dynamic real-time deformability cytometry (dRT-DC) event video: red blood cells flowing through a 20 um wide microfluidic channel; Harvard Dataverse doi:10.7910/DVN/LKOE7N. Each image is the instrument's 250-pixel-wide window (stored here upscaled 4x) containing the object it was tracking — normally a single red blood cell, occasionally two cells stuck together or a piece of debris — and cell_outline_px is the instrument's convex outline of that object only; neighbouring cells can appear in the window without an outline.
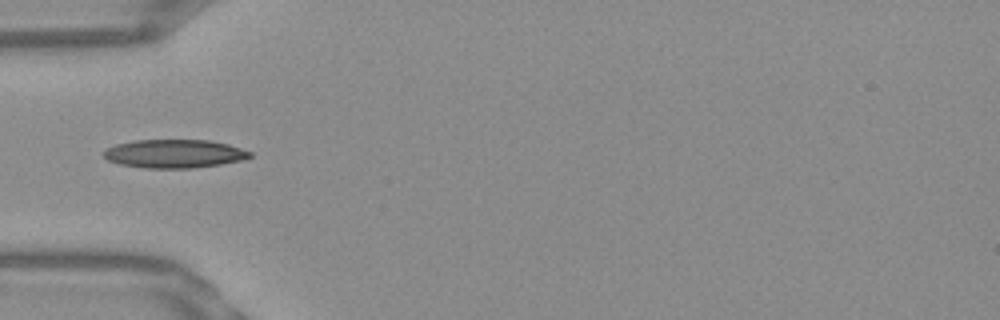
{"species": "Egyptian fruit bat (a non-hibernating species)", "species_latin": "Rousettus aegyptiacus", "temperature_condition": "warm", "stored_images_in_passage": 37, "camera_frame_rate_fps": 3000, "um_per_image_px": 0.085, "frame": {"image": 1, "passage_image": 1, "time_ms": 0.0, "image_size_px": [1000, 320], "cell_outline_px": [[252, 156], [240, 160], [220, 164], [192, 168], [144, 168], [120, 164], [108, 160], [100, 152], [116, 144], [132, 140], [208, 140], [228, 144], [252, 152]], "centroid_in_image_um": [14.78, 13.06], "position_along_channel_um": 70.2, "area_um2": 24.22}}
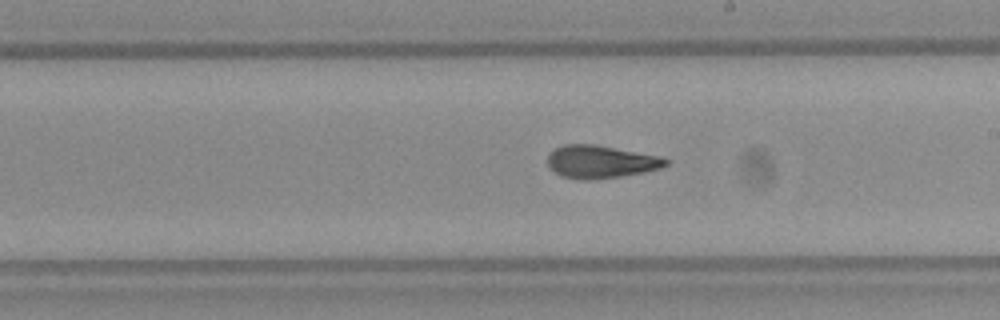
{"frame": {"image": 2, "passage_image": 14, "time_ms": 4.333, "image_size_px": [1000, 320], "cell_outline_px": [[672, 160], [668, 164], [660, 168], [644, 172], [620, 176], [592, 180], [580, 180], [560, 176], [548, 168], [548, 152], [564, 144], [596, 144], [660, 156]], "centroid_in_image_um": [51.04, 13.75], "position_along_channel_um": 238.0, "area_um2": 22.89}}
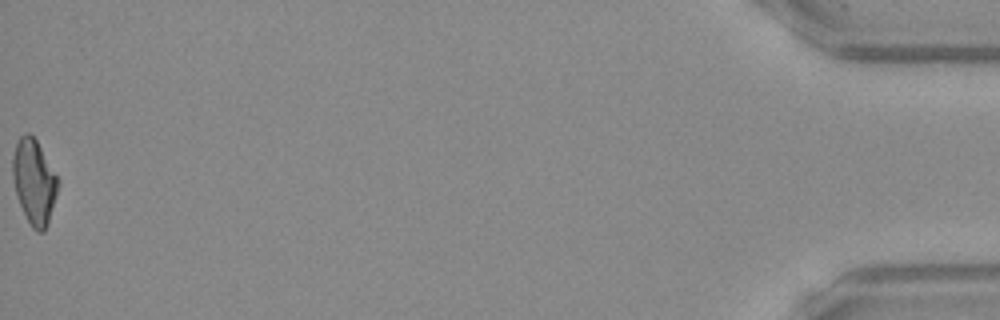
{"frame": {"image": 3, "passage_image": 37, "time_ms": 12.0, "image_size_px": [1000, 320], "cell_outline_px": [[60, 184], [48, 224], [44, 232], [36, 232], [32, 228], [20, 204], [16, 192], [12, 176], [12, 156], [16, 144], [20, 136], [24, 132], [28, 132], [36, 140], [60, 180]], "centroid_in_image_um": [2.91, 15.45], "position_along_channel_um": 432.3, "area_um2": 22.43}, "authors_computed_cell_mechanics": {"area_um2": 22.4264, "velocity_mm_per_s": 3.8452, "shape_relaxation_time_tau1_ms": 7.6937, "shape_relaxation_time_tau2_ms": 2.3199, "deformation_change_tau1": 0.2069, "deformation_change_tau2": 0.099}}